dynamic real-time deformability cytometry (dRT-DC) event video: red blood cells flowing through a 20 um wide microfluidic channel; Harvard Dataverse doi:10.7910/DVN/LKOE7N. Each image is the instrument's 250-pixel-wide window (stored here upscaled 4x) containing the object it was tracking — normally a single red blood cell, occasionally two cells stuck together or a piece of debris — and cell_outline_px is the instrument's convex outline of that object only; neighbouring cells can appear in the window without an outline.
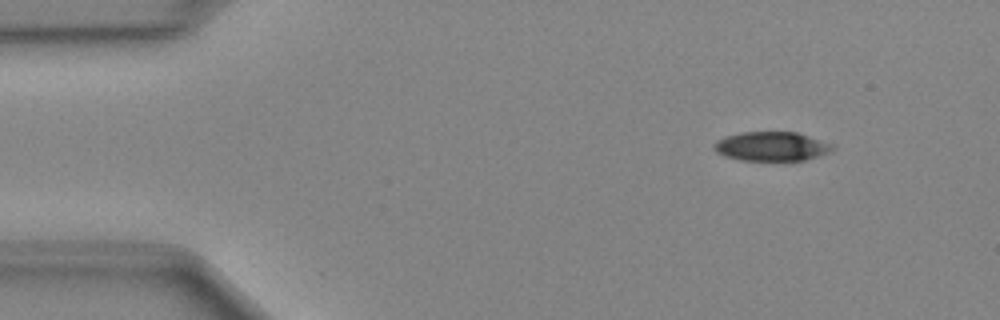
{"species": "Egyptian fruit bat (a non-hibernating species)", "species_latin": "Rousettus aegyptiacus", "temperature_condition": "cold", "stored_images_in_passage": 47, "camera_frame_rate_fps": 3000, "um_per_image_px": 0.085, "animal": {"sex": "female"}, "frame": {"image": 1, "passage_image": 4, "time_ms": 1.0, "image_size_px": [1000, 320], "cell_outline_px": [[836, 148], [832, 152], [820, 156], [804, 160], [740, 160], [724, 156], [716, 152], [712, 148], [712, 144], [716, 140], [724, 136], [740, 132], [796, 132], [832, 144]], "centroid_in_image_um": [65.55, 12.44], "position_along_channel_um": 19.4, "area_um2": 20.35}}
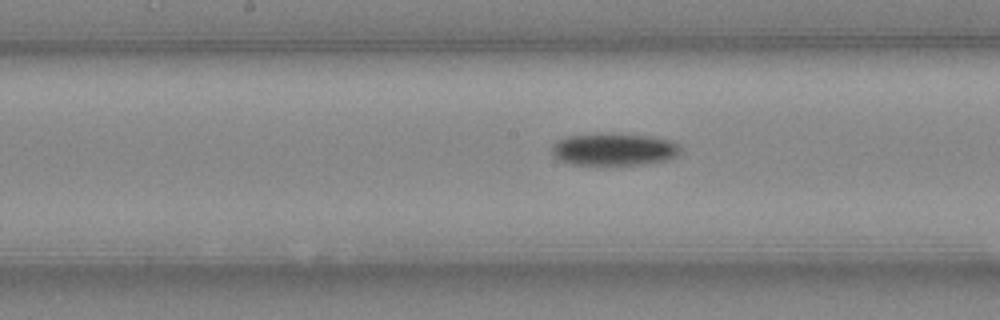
{"frame": {"image": 2, "passage_image": 23, "time_ms": 7.333, "image_size_px": [1000, 320], "cell_outline_px": [[684, 148], [676, 156], [668, 160], [644, 164], [572, 164], [560, 160], [552, 156], [552, 144], [556, 140], [568, 136], [596, 132], [616, 132], [652, 136], [672, 140], [680, 144]], "centroid_in_image_um": [52.22, 12.65], "position_along_channel_um": 196.0, "area_um2": 25.03}}
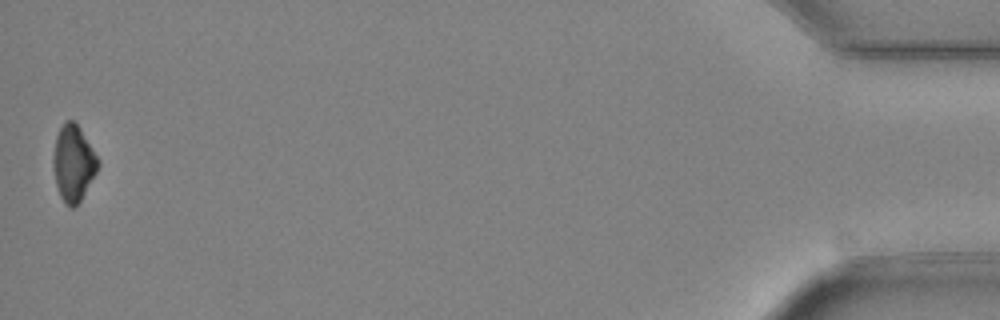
{"frame": {"image": 3, "passage_image": 47, "time_ms": 15.333, "image_size_px": [1000, 320], "cell_outline_px": [[100, 164], [96, 172], [80, 200], [72, 208], [60, 196], [56, 184], [52, 164], [52, 160], [56, 136], [64, 120], [72, 120], [80, 128], [100, 160]], "centroid_in_image_um": [6.23, 13.83], "position_along_channel_um": 429.0, "area_um2": 19.59}}